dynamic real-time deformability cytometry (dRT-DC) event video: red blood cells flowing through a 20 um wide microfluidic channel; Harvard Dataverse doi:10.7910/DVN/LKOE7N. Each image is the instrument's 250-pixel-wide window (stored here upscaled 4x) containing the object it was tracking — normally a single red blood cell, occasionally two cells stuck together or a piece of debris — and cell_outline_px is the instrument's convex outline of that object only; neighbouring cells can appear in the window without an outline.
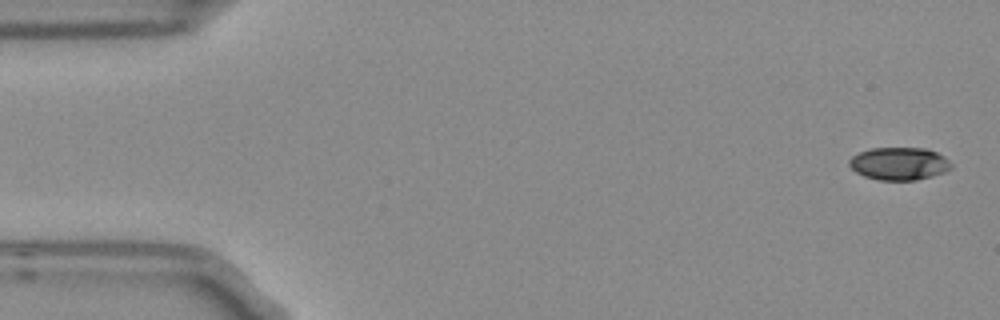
{"species": "Egyptian fruit bat (a non-hibernating species)", "species_latin": "Rousettus aegyptiacus", "temperature_condition": "room temperature", "stored_images_in_passage": 5, "camera_frame_rate_fps": 3000, "um_per_image_px": 0.085, "frame": {"image": 1, "passage_image": 1, "time_ms": 0.0, "image_size_px": [1000, 320], "cell_outline_px": [[952, 168], [944, 172], [932, 176], [916, 180], [876, 180], [864, 176], [856, 172], [848, 164], [848, 160], [852, 156], [860, 152], [872, 148], [928, 148], [944, 156], [952, 164]], "centroid_in_image_um": [76.43, 13.91], "position_along_channel_um": 8.6, "area_um2": 19.54}}
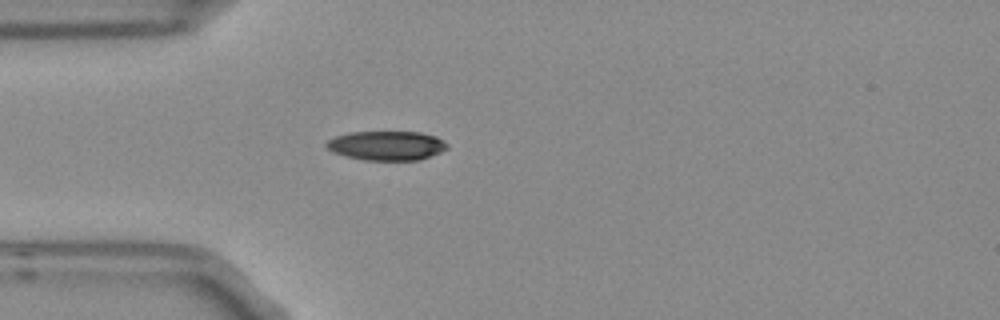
{"frame": {"image": 2, "passage_image": 5, "time_ms": 1.333, "image_size_px": [1000, 320], "cell_outline_px": [[448, 148], [440, 152], [420, 160], [364, 160], [344, 156], [328, 148], [324, 144], [328, 140], [336, 136], [352, 132], [420, 132], [436, 136], [444, 140], [448, 144]], "centroid_in_image_um": [32.9, 12.37], "position_along_channel_um": 52.1, "area_um2": 20.58}}